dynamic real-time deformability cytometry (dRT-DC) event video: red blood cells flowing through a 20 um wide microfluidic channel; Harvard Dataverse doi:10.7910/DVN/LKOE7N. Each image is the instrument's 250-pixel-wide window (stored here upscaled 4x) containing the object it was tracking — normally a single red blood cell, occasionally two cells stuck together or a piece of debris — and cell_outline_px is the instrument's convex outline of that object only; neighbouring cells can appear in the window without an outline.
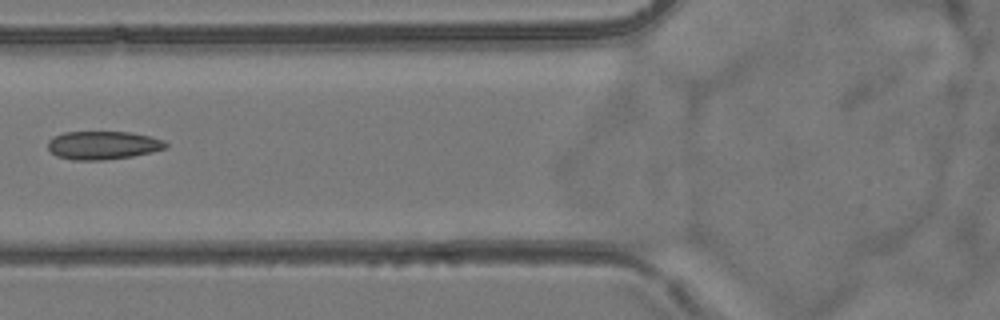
{"species": "common noctule bat (a hibernating species)", "species_latin": "Nyctalus noctula", "temperature_condition": "room temperature", "stored_images_in_passage": 7, "camera_frame_rate_fps": 3000, "um_per_image_px": 0.085, "animal": {"sex": "female", "body_mass_g": 24.6, "forearm_length_mm": 56.2}, "frame": {"image": 1, "passage_image": 6, "time_ms": 6.667, "image_size_px": [1000, 320], "cell_outline_px": [[168, 148], [152, 152], [132, 156], [104, 160], [72, 160], [56, 156], [48, 148], [48, 140], [52, 136], [64, 132], [132, 132], [152, 136], [164, 140], [168, 144]], "centroid_in_image_um": [8.77, 12.34], "position_along_channel_um": 117.0, "area_um2": 19.71}}
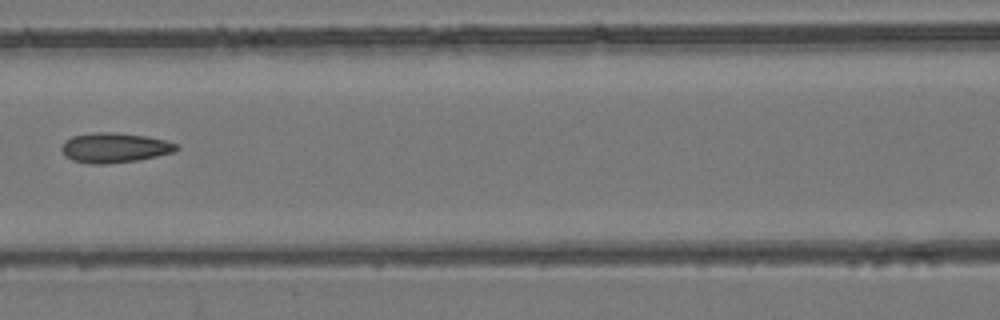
{"frame": {"image": 2, "passage_image": 7, "time_ms": 7.667, "image_size_px": [1000, 320], "cell_outline_px": [[180, 148], [172, 152], [156, 156], [136, 160], [104, 164], [92, 164], [72, 160], [64, 156], [60, 148], [64, 140], [72, 136], [92, 132], [116, 132], [144, 136], [164, 140], [176, 144]], "centroid_in_image_um": [9.66, 12.55], "position_along_channel_um": 156.9, "area_um2": 19.94}}